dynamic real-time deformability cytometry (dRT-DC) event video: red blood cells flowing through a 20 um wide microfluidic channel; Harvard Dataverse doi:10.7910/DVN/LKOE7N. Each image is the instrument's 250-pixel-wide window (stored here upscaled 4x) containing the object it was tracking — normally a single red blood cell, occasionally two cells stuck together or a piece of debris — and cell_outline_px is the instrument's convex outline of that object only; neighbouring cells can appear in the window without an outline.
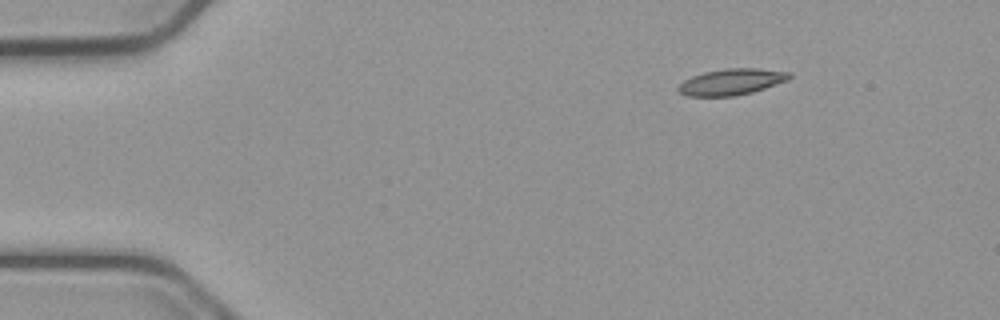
{"species": "common noctule bat (a hibernating species)", "species_latin": "Nyctalus noctula", "temperature_condition": "cold", "stored_images_in_passage": 48, "camera_frame_rate_fps": 3000, "um_per_image_px": 0.085, "animal": {"sex": "male", "body_mass_g": 23.1, "forearm_length_mm": 52.7}, "frame": {"image": 1, "passage_image": 1, "time_ms": 0.0, "image_size_px": [1000, 320], "cell_outline_px": [[792, 76], [788, 80], [752, 92], [732, 96], [688, 96], [680, 92], [676, 88], [684, 80], [692, 76], [704, 72], [724, 68], [760, 68], [792, 72]], "centroid_in_image_um": [62.2, 6.94], "position_along_channel_um": 22.8, "area_um2": 16.99}}
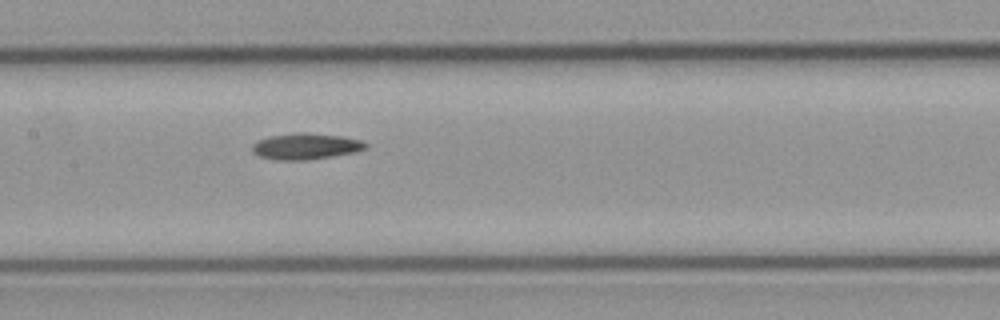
{"frame": {"image": 2, "passage_image": 20, "time_ms": 6.333, "image_size_px": [1000, 320], "cell_outline_px": [[368, 148], [356, 152], [332, 156], [304, 160], [276, 160], [260, 156], [252, 152], [252, 144], [268, 136], [292, 132], [304, 132], [344, 136], [360, 140], [368, 144]], "centroid_in_image_um": [26.0, 12.42], "position_along_channel_um": 181.4, "area_um2": 17.46}}
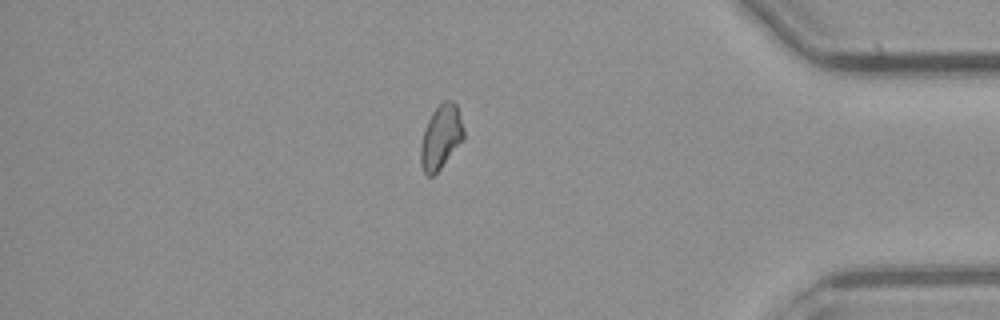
{"frame": {"image": 3, "passage_image": 40, "time_ms": 13.0, "image_size_px": [1000, 320], "cell_outline_px": [[464, 140], [440, 168], [432, 176], [428, 176], [424, 172], [420, 164], [420, 144], [424, 128], [432, 112], [444, 100], [452, 100], [456, 104], [464, 128]], "centroid_in_image_um": [37.47, 11.64], "position_along_channel_um": 397.7, "area_um2": 16.13}, "authors_computed_cell_mechanics": {"area_um2": 16.4441, "velocity_mm_per_s": 3.7735, "shape_relaxation_time_tau1_ms": 7.0357, "shape_relaxation_time_tau2_ms": null, "deformation_change_tau1": 0.1658, "deformation_change_tau2": null}}